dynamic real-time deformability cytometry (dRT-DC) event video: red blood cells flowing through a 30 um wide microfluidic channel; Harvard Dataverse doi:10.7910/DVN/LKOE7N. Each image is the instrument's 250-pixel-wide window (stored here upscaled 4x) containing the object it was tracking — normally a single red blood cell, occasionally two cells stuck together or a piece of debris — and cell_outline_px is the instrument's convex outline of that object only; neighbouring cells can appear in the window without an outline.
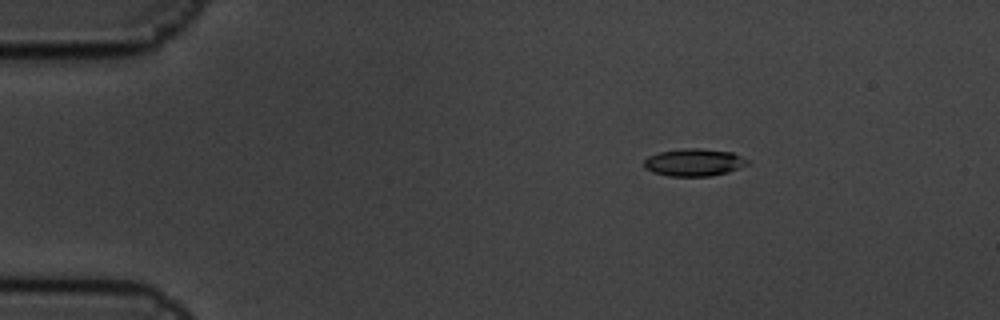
{"species": "common noctule bat (a hibernating species)", "species_latin": "Nyctalus noctula", "temperature_condition": "cold", "stored_images_in_passage": 8, "camera_frame_rate_fps": 3000, "um_per_image_px": 0.085, "animal": {"sex": "male", "body_mass_g": 19.5, "forearm_length_mm": 54.6}, "frame": {"image": 1, "passage_image": 3, "time_ms": 0.667, "image_size_px": [1000, 320], "cell_outline_px": [[748, 164], [728, 172], [712, 176], [668, 176], [652, 172], [644, 168], [644, 160], [648, 156], [656, 152], [684, 148], [700, 148], [732, 152], [748, 160]], "centroid_in_image_um": [58.94, 13.8], "position_along_channel_um": 26.1, "area_um2": 16.65}}
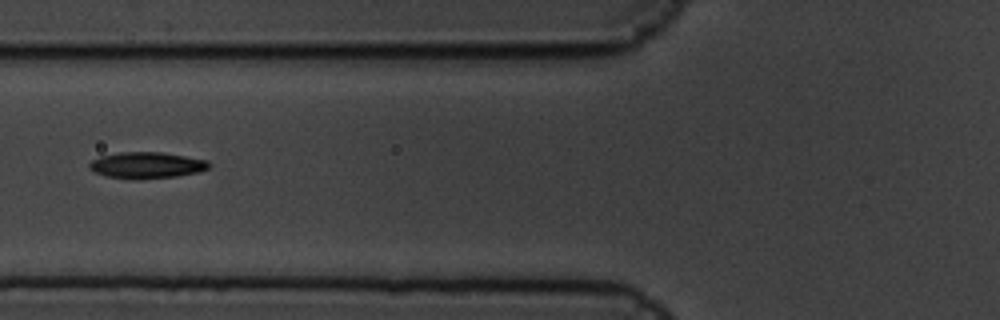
{"frame": {"image": 2, "passage_image": 7, "time_ms": 2.0, "image_size_px": [1000, 320], "cell_outline_px": [[212, 164], [208, 168], [200, 172], [176, 176], [136, 180], [132, 180], [108, 176], [96, 172], [88, 168], [88, 164], [92, 160], [100, 156], [120, 152], [160, 152], [208, 160]], "centroid_in_image_um": [12.47, 14.05], "position_along_channel_um": 113.3, "area_um2": 18.44}}
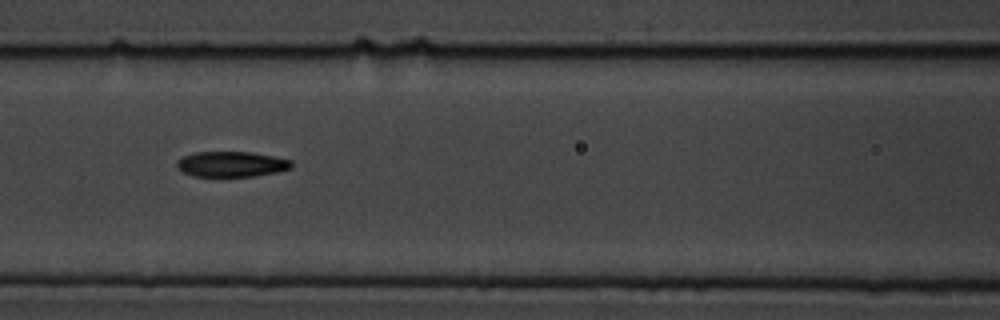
{"frame": {"image": 3, "passage_image": 8, "time_ms": 2.333, "image_size_px": [1000, 320], "cell_outline_px": [[292, 168], [276, 172], [252, 176], [192, 176], [180, 172], [176, 168], [176, 160], [184, 156], [196, 152], [252, 152], [292, 160]], "centroid_in_image_um": [19.62, 13.95], "position_along_channel_um": 147.0, "area_um2": 17.05}}